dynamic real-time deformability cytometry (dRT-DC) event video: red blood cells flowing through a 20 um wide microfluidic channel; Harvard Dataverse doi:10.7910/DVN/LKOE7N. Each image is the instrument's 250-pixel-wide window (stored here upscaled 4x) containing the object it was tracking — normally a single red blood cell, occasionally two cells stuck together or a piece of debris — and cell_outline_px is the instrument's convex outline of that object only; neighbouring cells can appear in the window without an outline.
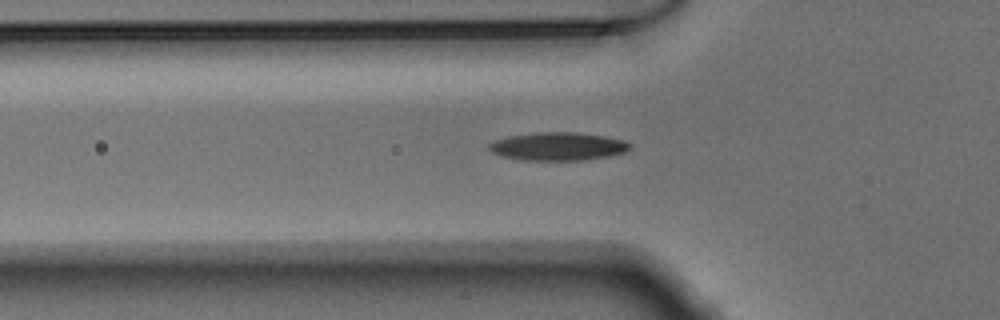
{"species": "Egyptian fruit bat (a non-hibernating species)", "species_latin": "Rousettus aegyptiacus", "temperature_condition": "warm", "stored_images_in_passage": 35, "camera_frame_rate_fps": 3000, "um_per_image_px": 0.085, "animal": {"sex": "male"}, "frame": {"image": 1, "passage_image": 6, "time_ms": 1.667, "image_size_px": [1000, 320], "cell_outline_px": [[632, 144], [624, 152], [612, 156], [584, 160], [520, 160], [500, 156], [492, 152], [488, 148], [488, 144], [496, 140], [508, 136], [540, 132], [576, 132], [604, 136], [624, 140]], "centroid_in_image_um": [47.42, 12.45], "position_along_channel_um": 78.4, "area_um2": 23.18}}
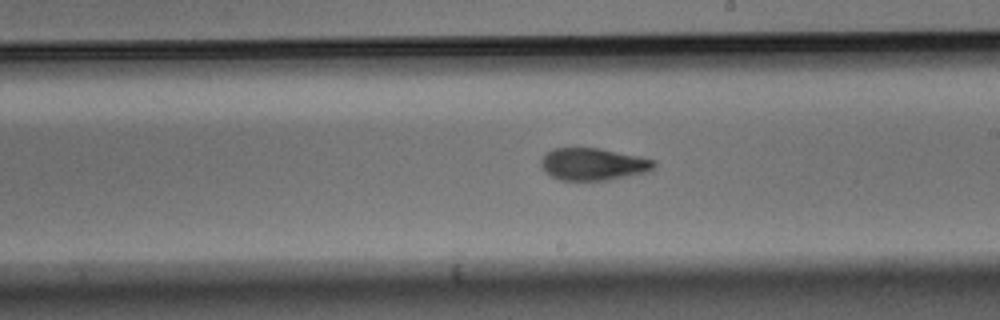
{"frame": {"image": 2, "passage_image": 18, "time_ms": 5.667, "image_size_px": [1000, 320], "cell_outline_px": [[656, 164], [652, 168], [644, 172], [608, 180], [560, 180], [544, 172], [540, 164], [540, 160], [552, 148], [600, 148], [640, 156], [656, 160]], "centroid_in_image_um": [50.39, 13.94], "position_along_channel_um": 238.6, "area_um2": 21.15}}
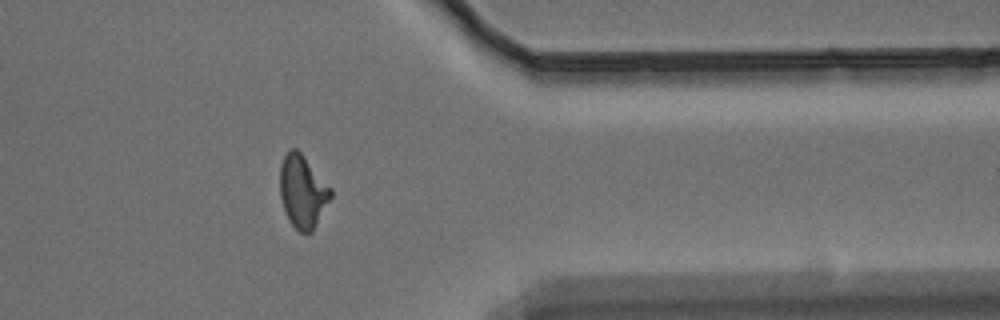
{"frame": {"image": 3, "passage_image": 30, "time_ms": 9.667, "image_size_px": [1000, 320], "cell_outline_px": [[332, 196], [312, 232], [300, 232], [288, 220], [280, 196], [280, 164], [284, 152], [288, 148], [296, 148], [304, 156], [332, 188]], "centroid_in_image_um": [25.71, 16.23], "position_along_channel_um": 385.7, "area_um2": 21.62}}